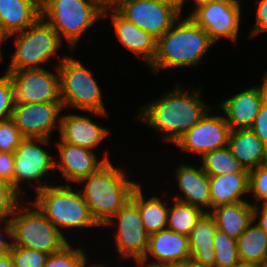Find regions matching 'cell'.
<instances>
[{
	"label": "cell",
	"instance_id": "47",
	"mask_svg": "<svg viewBox=\"0 0 267 267\" xmlns=\"http://www.w3.org/2000/svg\"><path fill=\"white\" fill-rule=\"evenodd\" d=\"M185 1H186V0H182V6L184 5ZM194 1H195V3H196V6H195V8L193 9V12H194L197 8L202 7V6H204V5H207V4H209V3H211V2H214V1H217V0H194Z\"/></svg>",
	"mask_w": 267,
	"mask_h": 267
},
{
	"label": "cell",
	"instance_id": "20",
	"mask_svg": "<svg viewBox=\"0 0 267 267\" xmlns=\"http://www.w3.org/2000/svg\"><path fill=\"white\" fill-rule=\"evenodd\" d=\"M112 11L111 19L118 40L150 65L156 55L157 39L123 17L115 8Z\"/></svg>",
	"mask_w": 267,
	"mask_h": 267
},
{
	"label": "cell",
	"instance_id": "48",
	"mask_svg": "<svg viewBox=\"0 0 267 267\" xmlns=\"http://www.w3.org/2000/svg\"><path fill=\"white\" fill-rule=\"evenodd\" d=\"M181 267H205V266H202L201 264L190 259V260L182 262Z\"/></svg>",
	"mask_w": 267,
	"mask_h": 267
},
{
	"label": "cell",
	"instance_id": "5",
	"mask_svg": "<svg viewBox=\"0 0 267 267\" xmlns=\"http://www.w3.org/2000/svg\"><path fill=\"white\" fill-rule=\"evenodd\" d=\"M62 107L67 105L97 115H105L101 90L92 73L80 62L65 56L57 65Z\"/></svg>",
	"mask_w": 267,
	"mask_h": 267
},
{
	"label": "cell",
	"instance_id": "13",
	"mask_svg": "<svg viewBox=\"0 0 267 267\" xmlns=\"http://www.w3.org/2000/svg\"><path fill=\"white\" fill-rule=\"evenodd\" d=\"M114 217L119 220L116 250L123 257L141 262L146 256L150 235L144 228L138 206L130 199Z\"/></svg>",
	"mask_w": 267,
	"mask_h": 267
},
{
	"label": "cell",
	"instance_id": "27",
	"mask_svg": "<svg viewBox=\"0 0 267 267\" xmlns=\"http://www.w3.org/2000/svg\"><path fill=\"white\" fill-rule=\"evenodd\" d=\"M254 222L237 239L238 256L241 264L267 265V235Z\"/></svg>",
	"mask_w": 267,
	"mask_h": 267
},
{
	"label": "cell",
	"instance_id": "9",
	"mask_svg": "<svg viewBox=\"0 0 267 267\" xmlns=\"http://www.w3.org/2000/svg\"><path fill=\"white\" fill-rule=\"evenodd\" d=\"M44 68L7 71L14 86L15 103H62L60 79Z\"/></svg>",
	"mask_w": 267,
	"mask_h": 267
},
{
	"label": "cell",
	"instance_id": "40",
	"mask_svg": "<svg viewBox=\"0 0 267 267\" xmlns=\"http://www.w3.org/2000/svg\"><path fill=\"white\" fill-rule=\"evenodd\" d=\"M256 11V23L250 33V37L258 35L260 32L267 31V0H258Z\"/></svg>",
	"mask_w": 267,
	"mask_h": 267
},
{
	"label": "cell",
	"instance_id": "36",
	"mask_svg": "<svg viewBox=\"0 0 267 267\" xmlns=\"http://www.w3.org/2000/svg\"><path fill=\"white\" fill-rule=\"evenodd\" d=\"M15 105L14 86L8 73L0 77V121L12 117Z\"/></svg>",
	"mask_w": 267,
	"mask_h": 267
},
{
	"label": "cell",
	"instance_id": "38",
	"mask_svg": "<svg viewBox=\"0 0 267 267\" xmlns=\"http://www.w3.org/2000/svg\"><path fill=\"white\" fill-rule=\"evenodd\" d=\"M250 130H252L267 147V99L261 106Z\"/></svg>",
	"mask_w": 267,
	"mask_h": 267
},
{
	"label": "cell",
	"instance_id": "21",
	"mask_svg": "<svg viewBox=\"0 0 267 267\" xmlns=\"http://www.w3.org/2000/svg\"><path fill=\"white\" fill-rule=\"evenodd\" d=\"M176 179L179 190L186 196H175L174 199L190 204L204 210L202 207L211 209L210 179L203 171L202 166L195 169L193 166L181 164L176 170Z\"/></svg>",
	"mask_w": 267,
	"mask_h": 267
},
{
	"label": "cell",
	"instance_id": "25",
	"mask_svg": "<svg viewBox=\"0 0 267 267\" xmlns=\"http://www.w3.org/2000/svg\"><path fill=\"white\" fill-rule=\"evenodd\" d=\"M41 17L32 0H0V25L10 36L21 32Z\"/></svg>",
	"mask_w": 267,
	"mask_h": 267
},
{
	"label": "cell",
	"instance_id": "12",
	"mask_svg": "<svg viewBox=\"0 0 267 267\" xmlns=\"http://www.w3.org/2000/svg\"><path fill=\"white\" fill-rule=\"evenodd\" d=\"M49 139L24 138L17 149L14 157V190L19 194L21 191L20 182L23 180L37 181L40 185H35L36 193L44 189L47 182H40L41 177L48 173V170L55 168V161L48 152L36 143L49 144Z\"/></svg>",
	"mask_w": 267,
	"mask_h": 267
},
{
	"label": "cell",
	"instance_id": "33",
	"mask_svg": "<svg viewBox=\"0 0 267 267\" xmlns=\"http://www.w3.org/2000/svg\"><path fill=\"white\" fill-rule=\"evenodd\" d=\"M86 258L81 248L74 249L68 243L59 251L49 254L43 267H82Z\"/></svg>",
	"mask_w": 267,
	"mask_h": 267
},
{
	"label": "cell",
	"instance_id": "45",
	"mask_svg": "<svg viewBox=\"0 0 267 267\" xmlns=\"http://www.w3.org/2000/svg\"><path fill=\"white\" fill-rule=\"evenodd\" d=\"M11 262L12 259L9 253L0 256V267H8Z\"/></svg>",
	"mask_w": 267,
	"mask_h": 267
},
{
	"label": "cell",
	"instance_id": "49",
	"mask_svg": "<svg viewBox=\"0 0 267 267\" xmlns=\"http://www.w3.org/2000/svg\"><path fill=\"white\" fill-rule=\"evenodd\" d=\"M9 35L4 31L3 27L0 25V60L1 58V42H3L5 39H8Z\"/></svg>",
	"mask_w": 267,
	"mask_h": 267
},
{
	"label": "cell",
	"instance_id": "6",
	"mask_svg": "<svg viewBox=\"0 0 267 267\" xmlns=\"http://www.w3.org/2000/svg\"><path fill=\"white\" fill-rule=\"evenodd\" d=\"M36 209L29 211L20 204L9 217L12 245L52 254L69 242L57 227L45 215ZM22 213V214H21Z\"/></svg>",
	"mask_w": 267,
	"mask_h": 267
},
{
	"label": "cell",
	"instance_id": "3",
	"mask_svg": "<svg viewBox=\"0 0 267 267\" xmlns=\"http://www.w3.org/2000/svg\"><path fill=\"white\" fill-rule=\"evenodd\" d=\"M174 25L157 39L156 55L149 65L153 73L163 68L197 65L214 44L208 33L188 16Z\"/></svg>",
	"mask_w": 267,
	"mask_h": 267
},
{
	"label": "cell",
	"instance_id": "23",
	"mask_svg": "<svg viewBox=\"0 0 267 267\" xmlns=\"http://www.w3.org/2000/svg\"><path fill=\"white\" fill-rule=\"evenodd\" d=\"M217 225L214 217L205 213L193 227L189 237L191 260L205 267H214L215 250L214 236Z\"/></svg>",
	"mask_w": 267,
	"mask_h": 267
},
{
	"label": "cell",
	"instance_id": "22",
	"mask_svg": "<svg viewBox=\"0 0 267 267\" xmlns=\"http://www.w3.org/2000/svg\"><path fill=\"white\" fill-rule=\"evenodd\" d=\"M227 147L248 171L267 162V147L250 129L231 130Z\"/></svg>",
	"mask_w": 267,
	"mask_h": 267
},
{
	"label": "cell",
	"instance_id": "31",
	"mask_svg": "<svg viewBox=\"0 0 267 267\" xmlns=\"http://www.w3.org/2000/svg\"><path fill=\"white\" fill-rule=\"evenodd\" d=\"M214 267H237L241 264L237 240L217 229L214 236Z\"/></svg>",
	"mask_w": 267,
	"mask_h": 267
},
{
	"label": "cell",
	"instance_id": "51",
	"mask_svg": "<svg viewBox=\"0 0 267 267\" xmlns=\"http://www.w3.org/2000/svg\"><path fill=\"white\" fill-rule=\"evenodd\" d=\"M237 267H267L266 264H240Z\"/></svg>",
	"mask_w": 267,
	"mask_h": 267
},
{
	"label": "cell",
	"instance_id": "32",
	"mask_svg": "<svg viewBox=\"0 0 267 267\" xmlns=\"http://www.w3.org/2000/svg\"><path fill=\"white\" fill-rule=\"evenodd\" d=\"M18 199H20V194L14 190L12 184L0 179V220H4L6 223L3 232H6L9 237H11V224L8 217L13 214L20 204Z\"/></svg>",
	"mask_w": 267,
	"mask_h": 267
},
{
	"label": "cell",
	"instance_id": "29",
	"mask_svg": "<svg viewBox=\"0 0 267 267\" xmlns=\"http://www.w3.org/2000/svg\"><path fill=\"white\" fill-rule=\"evenodd\" d=\"M173 207H168L167 229L189 236L197 221L209 210L204 211L190 204L174 200Z\"/></svg>",
	"mask_w": 267,
	"mask_h": 267
},
{
	"label": "cell",
	"instance_id": "24",
	"mask_svg": "<svg viewBox=\"0 0 267 267\" xmlns=\"http://www.w3.org/2000/svg\"><path fill=\"white\" fill-rule=\"evenodd\" d=\"M211 212L217 229L236 240L254 221V205L246 201L220 205Z\"/></svg>",
	"mask_w": 267,
	"mask_h": 267
},
{
	"label": "cell",
	"instance_id": "14",
	"mask_svg": "<svg viewBox=\"0 0 267 267\" xmlns=\"http://www.w3.org/2000/svg\"><path fill=\"white\" fill-rule=\"evenodd\" d=\"M61 110L62 103H15L11 119L24 138L50 139Z\"/></svg>",
	"mask_w": 267,
	"mask_h": 267
},
{
	"label": "cell",
	"instance_id": "41",
	"mask_svg": "<svg viewBox=\"0 0 267 267\" xmlns=\"http://www.w3.org/2000/svg\"><path fill=\"white\" fill-rule=\"evenodd\" d=\"M259 213H260V215H259ZM258 217L260 219L257 223L267 235V203H263L261 212L258 211L257 205H254V220H256V218H258Z\"/></svg>",
	"mask_w": 267,
	"mask_h": 267
},
{
	"label": "cell",
	"instance_id": "35",
	"mask_svg": "<svg viewBox=\"0 0 267 267\" xmlns=\"http://www.w3.org/2000/svg\"><path fill=\"white\" fill-rule=\"evenodd\" d=\"M24 139L20 130L10 119L0 121V152H13Z\"/></svg>",
	"mask_w": 267,
	"mask_h": 267
},
{
	"label": "cell",
	"instance_id": "26",
	"mask_svg": "<svg viewBox=\"0 0 267 267\" xmlns=\"http://www.w3.org/2000/svg\"><path fill=\"white\" fill-rule=\"evenodd\" d=\"M211 209L226 204L243 202L241 195L249 192V173H227L209 176Z\"/></svg>",
	"mask_w": 267,
	"mask_h": 267
},
{
	"label": "cell",
	"instance_id": "17",
	"mask_svg": "<svg viewBox=\"0 0 267 267\" xmlns=\"http://www.w3.org/2000/svg\"><path fill=\"white\" fill-rule=\"evenodd\" d=\"M57 146L60 153V163L55 161V167L61 170L62 177L66 178L67 182H79L97 172L109 161L107 156L97 161L95 152L71 143L59 141Z\"/></svg>",
	"mask_w": 267,
	"mask_h": 267
},
{
	"label": "cell",
	"instance_id": "42",
	"mask_svg": "<svg viewBox=\"0 0 267 267\" xmlns=\"http://www.w3.org/2000/svg\"><path fill=\"white\" fill-rule=\"evenodd\" d=\"M103 10V17H107L109 8H116L121 2L125 0H92Z\"/></svg>",
	"mask_w": 267,
	"mask_h": 267
},
{
	"label": "cell",
	"instance_id": "19",
	"mask_svg": "<svg viewBox=\"0 0 267 267\" xmlns=\"http://www.w3.org/2000/svg\"><path fill=\"white\" fill-rule=\"evenodd\" d=\"M60 120V140L92 150L109 134V130L93 123L89 117L68 114Z\"/></svg>",
	"mask_w": 267,
	"mask_h": 267
},
{
	"label": "cell",
	"instance_id": "11",
	"mask_svg": "<svg viewBox=\"0 0 267 267\" xmlns=\"http://www.w3.org/2000/svg\"><path fill=\"white\" fill-rule=\"evenodd\" d=\"M115 9L156 39L170 29L181 14L175 7L153 0H125Z\"/></svg>",
	"mask_w": 267,
	"mask_h": 267
},
{
	"label": "cell",
	"instance_id": "53",
	"mask_svg": "<svg viewBox=\"0 0 267 267\" xmlns=\"http://www.w3.org/2000/svg\"><path fill=\"white\" fill-rule=\"evenodd\" d=\"M8 267H17L14 263H13V261L9 264V266Z\"/></svg>",
	"mask_w": 267,
	"mask_h": 267
},
{
	"label": "cell",
	"instance_id": "2",
	"mask_svg": "<svg viewBox=\"0 0 267 267\" xmlns=\"http://www.w3.org/2000/svg\"><path fill=\"white\" fill-rule=\"evenodd\" d=\"M126 175L122 168H115L108 161L97 172L79 181L86 182L80 192L98 225H113L112 217L130 200L138 184L127 180Z\"/></svg>",
	"mask_w": 267,
	"mask_h": 267
},
{
	"label": "cell",
	"instance_id": "39",
	"mask_svg": "<svg viewBox=\"0 0 267 267\" xmlns=\"http://www.w3.org/2000/svg\"><path fill=\"white\" fill-rule=\"evenodd\" d=\"M14 162L13 152H0V179L6 180L14 188Z\"/></svg>",
	"mask_w": 267,
	"mask_h": 267
},
{
	"label": "cell",
	"instance_id": "8",
	"mask_svg": "<svg viewBox=\"0 0 267 267\" xmlns=\"http://www.w3.org/2000/svg\"><path fill=\"white\" fill-rule=\"evenodd\" d=\"M15 36L16 50L7 71L42 68L61 46L58 33L40 17L34 24Z\"/></svg>",
	"mask_w": 267,
	"mask_h": 267
},
{
	"label": "cell",
	"instance_id": "7",
	"mask_svg": "<svg viewBox=\"0 0 267 267\" xmlns=\"http://www.w3.org/2000/svg\"><path fill=\"white\" fill-rule=\"evenodd\" d=\"M67 44L75 47L81 35L103 17V10L92 0H51L41 10V17ZM63 35V36H62Z\"/></svg>",
	"mask_w": 267,
	"mask_h": 267
},
{
	"label": "cell",
	"instance_id": "4",
	"mask_svg": "<svg viewBox=\"0 0 267 267\" xmlns=\"http://www.w3.org/2000/svg\"><path fill=\"white\" fill-rule=\"evenodd\" d=\"M33 204L50 220L58 230L99 226L81 192H74L70 185L47 186L36 193Z\"/></svg>",
	"mask_w": 267,
	"mask_h": 267
},
{
	"label": "cell",
	"instance_id": "1",
	"mask_svg": "<svg viewBox=\"0 0 267 267\" xmlns=\"http://www.w3.org/2000/svg\"><path fill=\"white\" fill-rule=\"evenodd\" d=\"M178 83L173 92L142 107L139 120L162 132L165 140L175 143L211 110L203 103L201 91H184ZM208 110V111H207Z\"/></svg>",
	"mask_w": 267,
	"mask_h": 267
},
{
	"label": "cell",
	"instance_id": "37",
	"mask_svg": "<svg viewBox=\"0 0 267 267\" xmlns=\"http://www.w3.org/2000/svg\"><path fill=\"white\" fill-rule=\"evenodd\" d=\"M267 203V162L249 171V192Z\"/></svg>",
	"mask_w": 267,
	"mask_h": 267
},
{
	"label": "cell",
	"instance_id": "16",
	"mask_svg": "<svg viewBox=\"0 0 267 267\" xmlns=\"http://www.w3.org/2000/svg\"><path fill=\"white\" fill-rule=\"evenodd\" d=\"M267 99V72L261 86L251 87L228 98L220 108L227 115L231 130L250 129L261 106Z\"/></svg>",
	"mask_w": 267,
	"mask_h": 267
},
{
	"label": "cell",
	"instance_id": "43",
	"mask_svg": "<svg viewBox=\"0 0 267 267\" xmlns=\"http://www.w3.org/2000/svg\"><path fill=\"white\" fill-rule=\"evenodd\" d=\"M156 2L164 3L170 6L175 7L180 13L182 10V0H153Z\"/></svg>",
	"mask_w": 267,
	"mask_h": 267
},
{
	"label": "cell",
	"instance_id": "52",
	"mask_svg": "<svg viewBox=\"0 0 267 267\" xmlns=\"http://www.w3.org/2000/svg\"><path fill=\"white\" fill-rule=\"evenodd\" d=\"M87 258L85 259V261H84V264H83V266L82 267H105L104 265H96V264H94V265H91V266H87Z\"/></svg>",
	"mask_w": 267,
	"mask_h": 267
},
{
	"label": "cell",
	"instance_id": "50",
	"mask_svg": "<svg viewBox=\"0 0 267 267\" xmlns=\"http://www.w3.org/2000/svg\"><path fill=\"white\" fill-rule=\"evenodd\" d=\"M51 0H32V2L40 9L42 10V8L48 4Z\"/></svg>",
	"mask_w": 267,
	"mask_h": 267
},
{
	"label": "cell",
	"instance_id": "28",
	"mask_svg": "<svg viewBox=\"0 0 267 267\" xmlns=\"http://www.w3.org/2000/svg\"><path fill=\"white\" fill-rule=\"evenodd\" d=\"M130 199L138 206L144 228L149 235L167 229L168 207L158 197L152 196L145 201L138 184Z\"/></svg>",
	"mask_w": 267,
	"mask_h": 267
},
{
	"label": "cell",
	"instance_id": "30",
	"mask_svg": "<svg viewBox=\"0 0 267 267\" xmlns=\"http://www.w3.org/2000/svg\"><path fill=\"white\" fill-rule=\"evenodd\" d=\"M203 171L208 176H219L229 173H249L233 156L228 147L210 151L202 158Z\"/></svg>",
	"mask_w": 267,
	"mask_h": 267
},
{
	"label": "cell",
	"instance_id": "44",
	"mask_svg": "<svg viewBox=\"0 0 267 267\" xmlns=\"http://www.w3.org/2000/svg\"><path fill=\"white\" fill-rule=\"evenodd\" d=\"M1 231H0V256L9 253L11 244L9 241H5L1 238Z\"/></svg>",
	"mask_w": 267,
	"mask_h": 267
},
{
	"label": "cell",
	"instance_id": "18",
	"mask_svg": "<svg viewBox=\"0 0 267 267\" xmlns=\"http://www.w3.org/2000/svg\"><path fill=\"white\" fill-rule=\"evenodd\" d=\"M148 254L157 259L152 262L156 264L182 263L190 260L189 237L168 229L161 230L149 236L146 256L137 263L140 267L146 264Z\"/></svg>",
	"mask_w": 267,
	"mask_h": 267
},
{
	"label": "cell",
	"instance_id": "34",
	"mask_svg": "<svg viewBox=\"0 0 267 267\" xmlns=\"http://www.w3.org/2000/svg\"><path fill=\"white\" fill-rule=\"evenodd\" d=\"M9 254L17 267H43L49 254L11 244Z\"/></svg>",
	"mask_w": 267,
	"mask_h": 267
},
{
	"label": "cell",
	"instance_id": "15",
	"mask_svg": "<svg viewBox=\"0 0 267 267\" xmlns=\"http://www.w3.org/2000/svg\"><path fill=\"white\" fill-rule=\"evenodd\" d=\"M230 131L224 116L207 113L174 144L185 151L198 153L202 158L210 151L227 147Z\"/></svg>",
	"mask_w": 267,
	"mask_h": 267
},
{
	"label": "cell",
	"instance_id": "46",
	"mask_svg": "<svg viewBox=\"0 0 267 267\" xmlns=\"http://www.w3.org/2000/svg\"><path fill=\"white\" fill-rule=\"evenodd\" d=\"M144 267H181V263H165V264L149 263Z\"/></svg>",
	"mask_w": 267,
	"mask_h": 267
},
{
	"label": "cell",
	"instance_id": "10",
	"mask_svg": "<svg viewBox=\"0 0 267 267\" xmlns=\"http://www.w3.org/2000/svg\"><path fill=\"white\" fill-rule=\"evenodd\" d=\"M240 11L239 0H217L197 8L188 17L208 33L213 43L222 37L236 42Z\"/></svg>",
	"mask_w": 267,
	"mask_h": 267
}]
</instances>
